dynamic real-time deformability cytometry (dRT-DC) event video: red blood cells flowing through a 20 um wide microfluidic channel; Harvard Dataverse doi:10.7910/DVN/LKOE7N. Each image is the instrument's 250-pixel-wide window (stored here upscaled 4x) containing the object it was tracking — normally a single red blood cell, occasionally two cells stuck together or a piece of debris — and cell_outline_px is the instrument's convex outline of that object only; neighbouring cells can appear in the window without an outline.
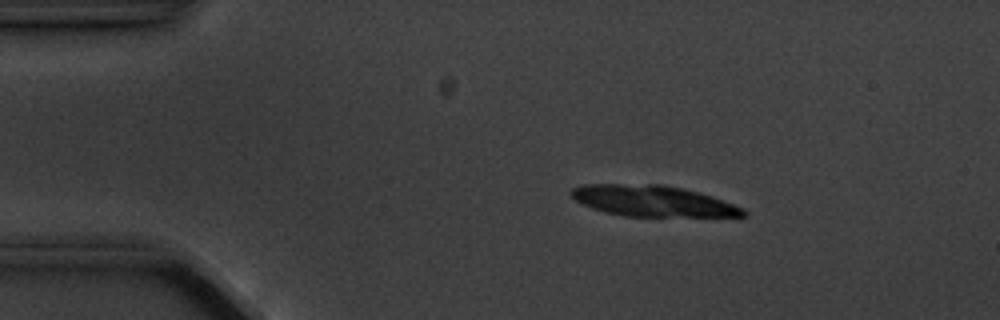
{"species": "common noctule bat (a hibernating species)", "species_latin": "Nyctalus noctula", "temperature_condition": "cold", "stored_images_in_passage": 4, "camera_frame_rate_fps": 3000, "um_per_image_px": 0.085, "animal": {"sex": "male", "body_mass_g": 20.1, "forearm_length_mm": 53.5}, "frame": {"image": 1, "passage_image": 2, "time_ms": 1.0, "image_size_px": [1000, 320], "cell_outline_px": [[748, 216], [624, 216], [604, 212], [592, 208], [576, 200], [568, 192], [572, 188], [580, 184], [660, 184], [680, 188], [712, 196], [744, 208], [748, 212]], "centroid_in_image_um": [55.46, 17.08], "position_along_channel_um": 29.5, "area_um2": 30.92}}